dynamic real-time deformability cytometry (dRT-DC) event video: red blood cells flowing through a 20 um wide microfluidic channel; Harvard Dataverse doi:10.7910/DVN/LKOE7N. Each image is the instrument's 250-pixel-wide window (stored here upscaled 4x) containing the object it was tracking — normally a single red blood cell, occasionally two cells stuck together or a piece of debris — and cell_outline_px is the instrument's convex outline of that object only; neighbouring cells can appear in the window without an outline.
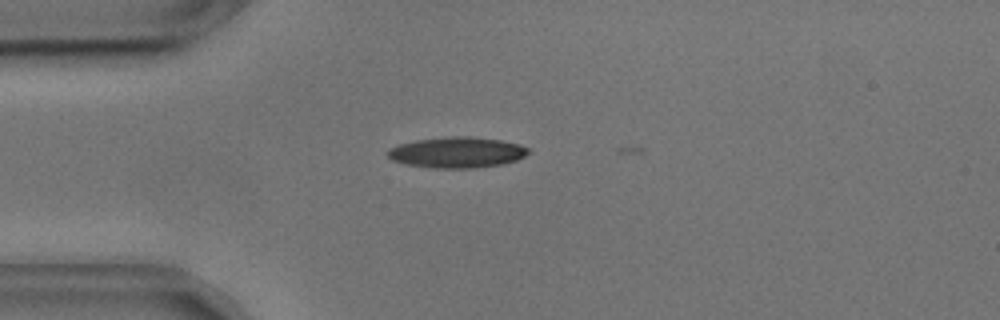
{"species": "common noctule bat (a hibernating species)", "species_latin": "Nyctalus noctula", "temperature_condition": "cold", "stored_images_in_passage": 10, "camera_frame_rate_fps": 3000, "um_per_image_px": 0.085, "animal": {"sex": "male", "body_mass_g": 17.9, "forearm_length_mm": 54.2}, "frame": {"image": 1, "passage_image": 7, "time_ms": 2.0, "image_size_px": [1000, 320], "cell_outline_px": [[532, 152], [516, 160], [500, 164], [472, 168], [432, 168], [404, 164], [392, 160], [384, 152], [388, 148], [400, 144], [416, 140], [452, 136], [468, 136], [500, 140], [520, 144], [528, 148]], "centroid_in_image_um": [38.81, 12.95], "position_along_channel_um": 46.2, "area_um2": 25.32}}